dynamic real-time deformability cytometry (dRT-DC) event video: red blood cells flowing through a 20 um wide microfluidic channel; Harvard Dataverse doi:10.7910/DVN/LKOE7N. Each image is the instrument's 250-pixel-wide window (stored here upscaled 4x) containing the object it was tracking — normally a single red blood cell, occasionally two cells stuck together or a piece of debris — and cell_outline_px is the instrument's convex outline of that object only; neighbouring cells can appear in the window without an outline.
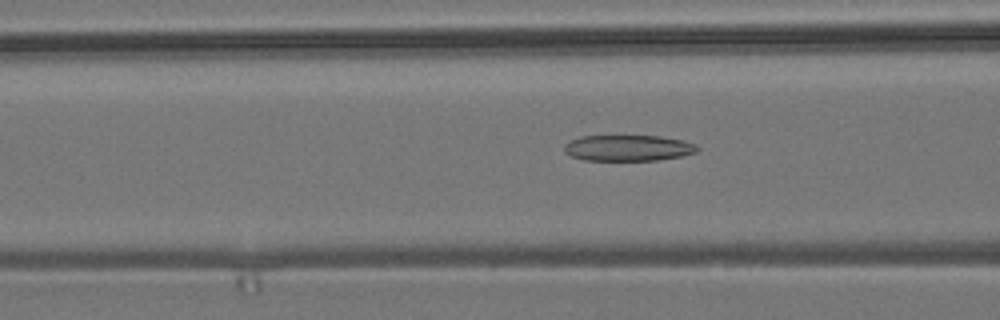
{"species": "common noctule bat (a hibernating species)", "species_latin": "Nyctalus noctula", "temperature_condition": "room temperature", "stored_images_in_passage": 31, "camera_frame_rate_fps": 3000, "um_per_image_px": 0.085, "animal": {"sex": "male", "body_mass_g": 19.2, "forearm_length_mm": 51.8}, "frame": {"image": 1, "passage_image": 21, "time_ms": 6.667, "image_size_px": [1000, 320], "cell_outline_px": [[700, 148], [696, 152], [680, 156], [656, 160], [584, 160], [572, 156], [564, 152], [564, 144], [580, 136], [660, 136], [684, 140], [696, 144]], "centroid_in_image_um": [53.4, 12.57], "position_along_channel_um": 113.2, "area_um2": 20.11}}
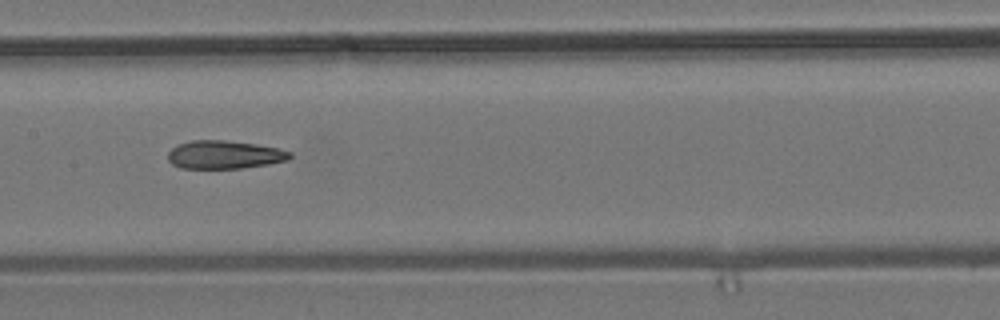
{"frame": {"image": 2, "passage_image": 27, "time_ms": 8.667, "image_size_px": [1000, 320], "cell_outline_px": [[292, 156], [288, 160], [268, 164], [240, 168], [180, 168], [172, 164], [168, 160], [168, 152], [176, 144], [192, 140], [224, 140], [256, 144], [276, 148], [292, 152]], "centroid_in_image_um": [19.05, 13.14], "position_along_channel_um": 188.4, "area_um2": 20.06}}
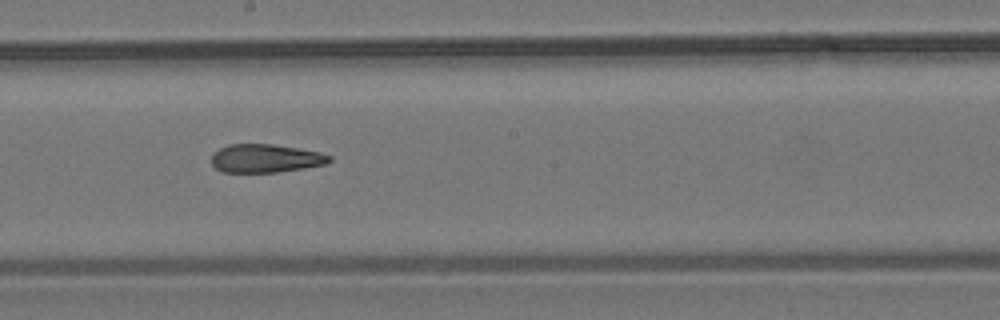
{"frame": {"image": 3, "passage_image": 30, "time_ms": 9.667, "image_size_px": [1000, 320], "cell_outline_px": [[332, 160], [324, 164], [304, 168], [276, 172], [224, 172], [216, 168], [212, 164], [212, 152], [228, 144], [272, 144], [320, 152], [332, 156]], "centroid_in_image_um": [22.56, 13.45], "position_along_channel_um": 225.6, "area_um2": 19.42}}